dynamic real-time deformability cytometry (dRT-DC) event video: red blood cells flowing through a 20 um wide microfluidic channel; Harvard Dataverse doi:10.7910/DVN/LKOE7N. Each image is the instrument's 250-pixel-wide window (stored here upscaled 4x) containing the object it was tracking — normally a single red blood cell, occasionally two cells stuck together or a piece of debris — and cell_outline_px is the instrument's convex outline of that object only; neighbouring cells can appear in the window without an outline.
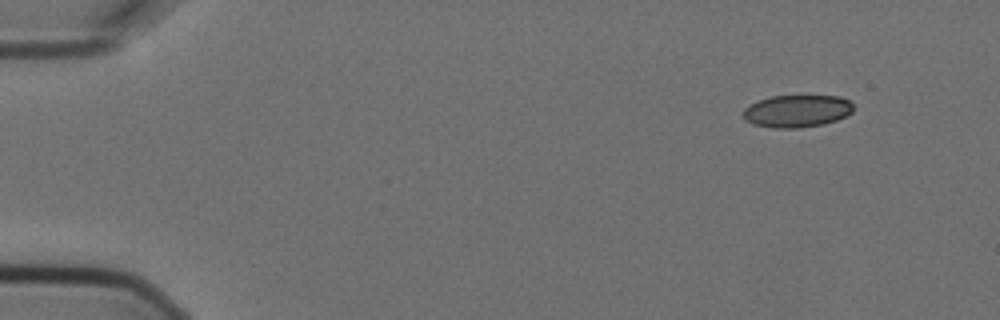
{"species": "Egyptian fruit bat (a non-hibernating species)", "species_latin": "Rousettus aegyptiacus", "temperature_condition": "cold", "stored_images_in_passage": 4, "camera_frame_rate_fps": 3000, "um_per_image_px": 0.085, "animal": {"sex": "female"}, "frame": {"image": 1, "passage_image": 1, "time_ms": 0.0, "image_size_px": [1000, 320], "cell_outline_px": [[852, 112], [836, 120], [820, 124], [800, 128], [772, 128], [752, 124], [744, 120], [744, 108], [760, 100], [772, 96], [840, 96], [848, 100], [852, 104]], "centroid_in_image_um": [67.72, 9.44], "position_along_channel_um": 17.3, "area_um2": 20.58}}
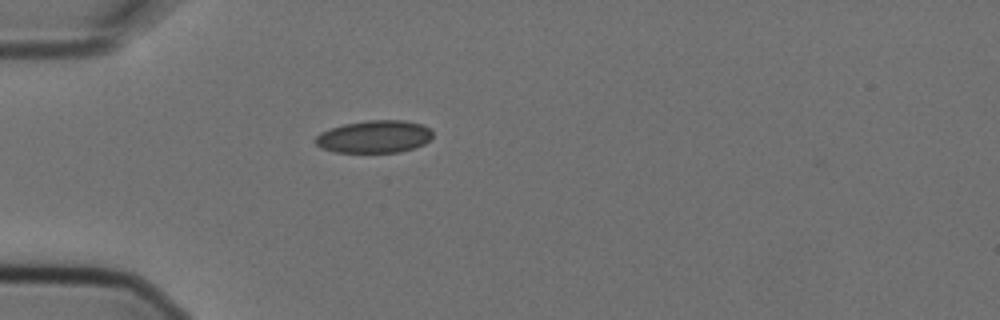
{"frame": {"image": 2, "passage_image": 4, "time_ms": 1.0, "image_size_px": [1000, 320], "cell_outline_px": [[432, 136], [424, 144], [400, 152], [336, 152], [324, 148], [316, 144], [316, 136], [320, 132], [344, 124], [368, 120], [404, 120], [420, 124], [428, 128], [432, 132]], "centroid_in_image_um": [31.82, 11.61], "position_along_channel_um": 53.2, "area_um2": 21.91}}